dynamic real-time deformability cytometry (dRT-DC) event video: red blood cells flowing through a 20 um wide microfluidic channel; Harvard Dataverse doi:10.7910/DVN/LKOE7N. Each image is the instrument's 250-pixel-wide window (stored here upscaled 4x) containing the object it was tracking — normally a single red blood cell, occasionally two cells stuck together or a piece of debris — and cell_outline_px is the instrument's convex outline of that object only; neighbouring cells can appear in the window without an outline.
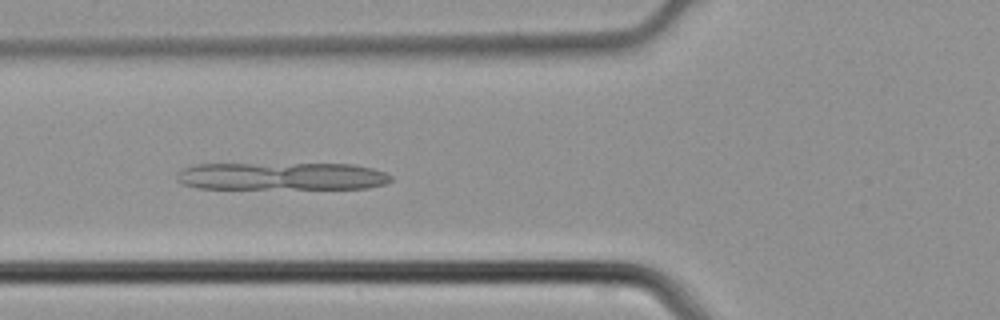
{"species": "common noctule bat (a hibernating species)", "species_latin": "Nyctalus noctula", "temperature_condition": "cold", "stored_images_in_passage": 45, "camera_frame_rate_fps": 3000, "um_per_image_px": 0.085, "animal": {"sex": "male", "body_mass_g": 21.5, "forearm_length_mm": 52.0}, "frame": {"image": 1, "passage_image": 17, "time_ms": 5.333, "image_size_px": [1000, 320], "cell_outline_px": [[392, 180], [384, 184], [368, 188], [196, 188], [180, 184], [176, 180], [176, 172], [184, 168], [196, 164], [356, 164], [372, 168], [384, 172], [392, 176]], "centroid_in_image_um": [23.91, 14.98], "position_along_channel_um": 101.9, "area_um2": 34.62}}
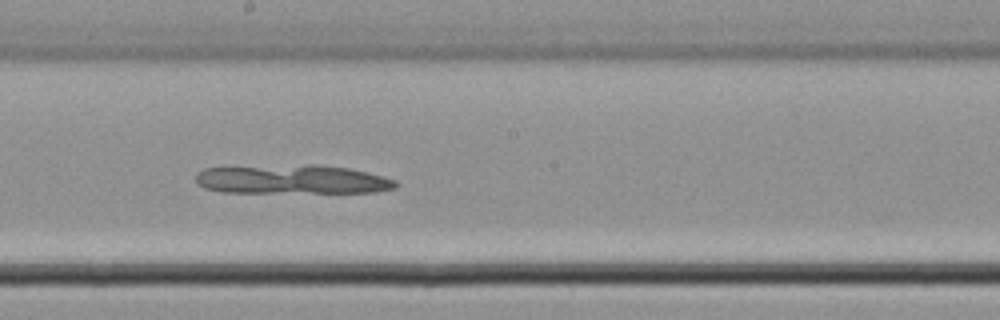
{"frame": {"image": 2, "passage_image": 25, "time_ms": 8.0, "image_size_px": [1000, 320], "cell_outline_px": [[400, 184], [396, 188], [376, 192], [224, 192], [204, 188], [196, 180], [196, 172], [204, 168], [308, 164], [316, 164], [348, 168], [368, 172], [384, 176], [396, 180]], "centroid_in_image_um": [24.89, 15.24], "position_along_channel_um": 223.3, "area_um2": 33.99}}
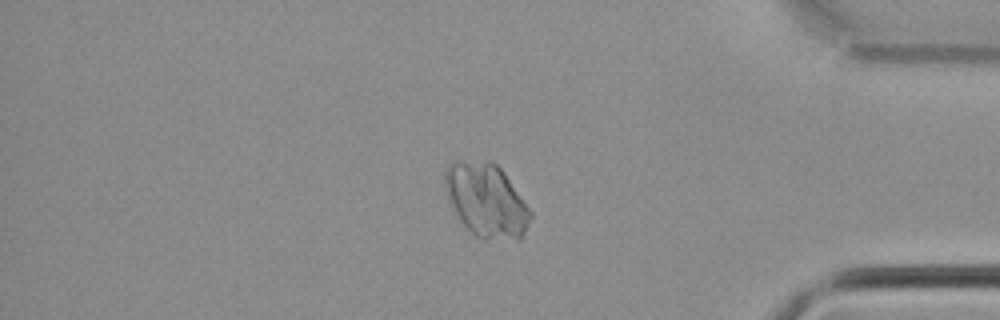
{"frame": {"image": 3, "passage_image": 38, "time_ms": 12.333, "image_size_px": [1000, 320], "cell_outline_px": [[532, 216], [520, 240], [484, 240], [476, 236], [460, 220], [452, 204], [444, 184], [444, 172], [448, 164], [452, 160], [492, 160], [504, 172], [532, 212]], "centroid_in_image_um": [41.35, 17.0], "position_along_channel_um": 393.9, "area_um2": 36.76}}